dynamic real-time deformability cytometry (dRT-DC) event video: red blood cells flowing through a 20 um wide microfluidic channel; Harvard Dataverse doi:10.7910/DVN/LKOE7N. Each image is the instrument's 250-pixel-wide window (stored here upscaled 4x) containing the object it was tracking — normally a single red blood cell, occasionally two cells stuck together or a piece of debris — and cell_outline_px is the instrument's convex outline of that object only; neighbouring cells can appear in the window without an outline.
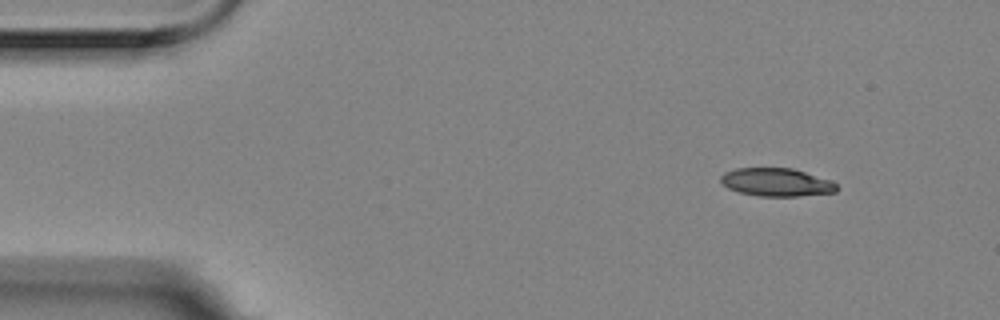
{"species": "Egyptian fruit bat (a non-hibernating species)", "species_latin": "Rousettus aegyptiacus", "temperature_condition": "room temperature", "stored_images_in_passage": 4, "camera_frame_rate_fps": 3000, "um_per_image_px": 0.085, "animal": {"sex": "female"}, "frame": {"image": 1, "passage_image": 1, "time_ms": 0.0, "image_size_px": [1000, 320], "cell_outline_px": [[836, 192], [800, 196], [760, 196], [740, 192], [728, 188], [720, 180], [720, 176], [724, 172], [736, 168], [792, 168], [832, 180], [836, 184]], "centroid_in_image_um": [66.0, 15.48], "position_along_channel_um": 19.0, "area_um2": 18.96}}
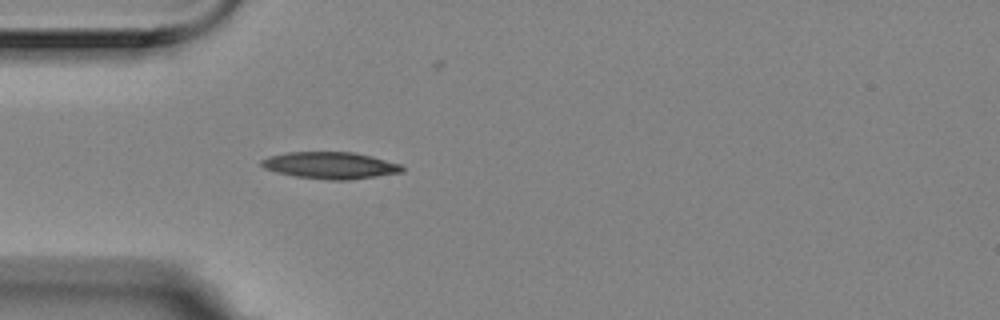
{"frame": {"image": 2, "passage_image": 4, "time_ms": 1.0, "image_size_px": [1000, 320], "cell_outline_px": [[404, 172], [348, 180], [332, 180], [296, 176], [276, 172], [264, 168], [260, 164], [260, 160], [268, 156], [288, 152], [356, 152], [372, 156], [400, 164], [404, 168]], "centroid_in_image_um": [28.07, 14.05], "position_along_channel_um": 56.9, "area_um2": 21.96}}